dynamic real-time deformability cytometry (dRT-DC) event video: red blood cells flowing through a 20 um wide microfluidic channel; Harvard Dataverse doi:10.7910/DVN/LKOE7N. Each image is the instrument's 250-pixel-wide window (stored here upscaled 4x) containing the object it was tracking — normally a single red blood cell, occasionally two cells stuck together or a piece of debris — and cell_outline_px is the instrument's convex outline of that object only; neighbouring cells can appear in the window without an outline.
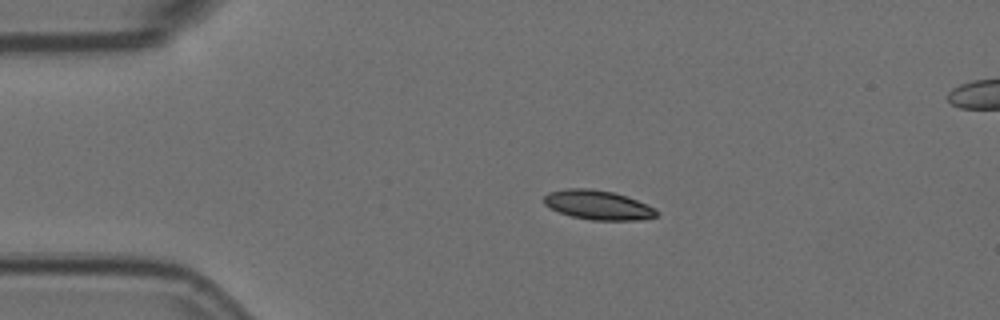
{"species": "Egyptian fruit bat (a non-hibernating species)", "species_latin": "Rousettus aegyptiacus", "temperature_condition": "room temperature", "stored_images_in_passage": 3, "camera_frame_rate_fps": 3000, "um_per_image_px": 0.085, "animal": {"sex": "female"}, "frame": {"image": 1, "passage_image": 1, "time_ms": 0.0, "image_size_px": [1000, 320], "cell_outline_px": [[660, 212], [656, 216], [640, 220], [592, 220], [572, 216], [560, 212], [544, 204], [544, 196], [548, 192], [564, 188], [592, 188], [612, 192], [636, 200], [656, 208]], "centroid_in_image_um": [50.83, 17.42], "position_along_channel_um": 34.2, "area_um2": 19.19}}